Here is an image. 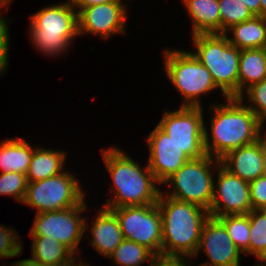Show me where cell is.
I'll list each match as a JSON object with an SVG mask.
<instances>
[{
    "instance_id": "34",
    "label": "cell",
    "mask_w": 266,
    "mask_h": 266,
    "mask_svg": "<svg viewBox=\"0 0 266 266\" xmlns=\"http://www.w3.org/2000/svg\"><path fill=\"white\" fill-rule=\"evenodd\" d=\"M73 4V6L76 8H84V7H89L97 4H104L108 2H113V1H121V0H70Z\"/></svg>"
},
{
    "instance_id": "32",
    "label": "cell",
    "mask_w": 266,
    "mask_h": 266,
    "mask_svg": "<svg viewBox=\"0 0 266 266\" xmlns=\"http://www.w3.org/2000/svg\"><path fill=\"white\" fill-rule=\"evenodd\" d=\"M6 3H0V9ZM9 45V34L7 22L3 17L0 16V73L6 70L8 62V46Z\"/></svg>"
},
{
    "instance_id": "10",
    "label": "cell",
    "mask_w": 266,
    "mask_h": 266,
    "mask_svg": "<svg viewBox=\"0 0 266 266\" xmlns=\"http://www.w3.org/2000/svg\"><path fill=\"white\" fill-rule=\"evenodd\" d=\"M202 107L181 106L177 111L164 112L158 126L185 152L190 159L203 157L204 119Z\"/></svg>"
},
{
    "instance_id": "6",
    "label": "cell",
    "mask_w": 266,
    "mask_h": 266,
    "mask_svg": "<svg viewBox=\"0 0 266 266\" xmlns=\"http://www.w3.org/2000/svg\"><path fill=\"white\" fill-rule=\"evenodd\" d=\"M165 72L186 99L182 106L202 107L199 96L218 88L208 69L190 51H166Z\"/></svg>"
},
{
    "instance_id": "28",
    "label": "cell",
    "mask_w": 266,
    "mask_h": 266,
    "mask_svg": "<svg viewBox=\"0 0 266 266\" xmlns=\"http://www.w3.org/2000/svg\"><path fill=\"white\" fill-rule=\"evenodd\" d=\"M26 175L16 172L0 174V195H12L19 202H23L27 189Z\"/></svg>"
},
{
    "instance_id": "39",
    "label": "cell",
    "mask_w": 266,
    "mask_h": 266,
    "mask_svg": "<svg viewBox=\"0 0 266 266\" xmlns=\"http://www.w3.org/2000/svg\"><path fill=\"white\" fill-rule=\"evenodd\" d=\"M10 1H11V0H0V3H6V4L9 5Z\"/></svg>"
},
{
    "instance_id": "30",
    "label": "cell",
    "mask_w": 266,
    "mask_h": 266,
    "mask_svg": "<svg viewBox=\"0 0 266 266\" xmlns=\"http://www.w3.org/2000/svg\"><path fill=\"white\" fill-rule=\"evenodd\" d=\"M13 229L0 226V257H15L18 256L22 251V246L18 236Z\"/></svg>"
},
{
    "instance_id": "37",
    "label": "cell",
    "mask_w": 266,
    "mask_h": 266,
    "mask_svg": "<svg viewBox=\"0 0 266 266\" xmlns=\"http://www.w3.org/2000/svg\"><path fill=\"white\" fill-rule=\"evenodd\" d=\"M260 16L266 18V0H260Z\"/></svg>"
},
{
    "instance_id": "26",
    "label": "cell",
    "mask_w": 266,
    "mask_h": 266,
    "mask_svg": "<svg viewBox=\"0 0 266 266\" xmlns=\"http://www.w3.org/2000/svg\"><path fill=\"white\" fill-rule=\"evenodd\" d=\"M247 215L250 223L249 254L259 259L266 252V210L252 209Z\"/></svg>"
},
{
    "instance_id": "12",
    "label": "cell",
    "mask_w": 266,
    "mask_h": 266,
    "mask_svg": "<svg viewBox=\"0 0 266 266\" xmlns=\"http://www.w3.org/2000/svg\"><path fill=\"white\" fill-rule=\"evenodd\" d=\"M215 165L218 169V184L216 185L218 190H216L217 193L216 191L213 193L210 216L217 218L225 215L248 214L252 210L249 182L230 173L221 165L220 160H216Z\"/></svg>"
},
{
    "instance_id": "8",
    "label": "cell",
    "mask_w": 266,
    "mask_h": 266,
    "mask_svg": "<svg viewBox=\"0 0 266 266\" xmlns=\"http://www.w3.org/2000/svg\"><path fill=\"white\" fill-rule=\"evenodd\" d=\"M75 178L64 171L50 178L28 182L23 203L36 208V214L82 205L84 192Z\"/></svg>"
},
{
    "instance_id": "14",
    "label": "cell",
    "mask_w": 266,
    "mask_h": 266,
    "mask_svg": "<svg viewBox=\"0 0 266 266\" xmlns=\"http://www.w3.org/2000/svg\"><path fill=\"white\" fill-rule=\"evenodd\" d=\"M78 12L79 35L83 32L109 38L116 33H125L126 5L113 1L81 8Z\"/></svg>"
},
{
    "instance_id": "29",
    "label": "cell",
    "mask_w": 266,
    "mask_h": 266,
    "mask_svg": "<svg viewBox=\"0 0 266 266\" xmlns=\"http://www.w3.org/2000/svg\"><path fill=\"white\" fill-rule=\"evenodd\" d=\"M247 90L248 100L254 105L248 106L262 123L266 120V78L251 85Z\"/></svg>"
},
{
    "instance_id": "19",
    "label": "cell",
    "mask_w": 266,
    "mask_h": 266,
    "mask_svg": "<svg viewBox=\"0 0 266 266\" xmlns=\"http://www.w3.org/2000/svg\"><path fill=\"white\" fill-rule=\"evenodd\" d=\"M193 20L195 34H221V17L218 0H183Z\"/></svg>"
},
{
    "instance_id": "36",
    "label": "cell",
    "mask_w": 266,
    "mask_h": 266,
    "mask_svg": "<svg viewBox=\"0 0 266 266\" xmlns=\"http://www.w3.org/2000/svg\"><path fill=\"white\" fill-rule=\"evenodd\" d=\"M12 266H46V265H40L39 263L33 262L31 259H23L20 261H16L14 264H12Z\"/></svg>"
},
{
    "instance_id": "1",
    "label": "cell",
    "mask_w": 266,
    "mask_h": 266,
    "mask_svg": "<svg viewBox=\"0 0 266 266\" xmlns=\"http://www.w3.org/2000/svg\"><path fill=\"white\" fill-rule=\"evenodd\" d=\"M227 100L228 104L212 106L215 109L210 126L212 142L204 126L206 154L211 157L215 155L219 160L228 152L252 144L262 137L263 126L254 112L246 105L243 106L239 97H228Z\"/></svg>"
},
{
    "instance_id": "20",
    "label": "cell",
    "mask_w": 266,
    "mask_h": 266,
    "mask_svg": "<svg viewBox=\"0 0 266 266\" xmlns=\"http://www.w3.org/2000/svg\"><path fill=\"white\" fill-rule=\"evenodd\" d=\"M266 78L264 48L242 49L239 59L238 97L243 101V86L249 88ZM246 84V85H245Z\"/></svg>"
},
{
    "instance_id": "7",
    "label": "cell",
    "mask_w": 266,
    "mask_h": 266,
    "mask_svg": "<svg viewBox=\"0 0 266 266\" xmlns=\"http://www.w3.org/2000/svg\"><path fill=\"white\" fill-rule=\"evenodd\" d=\"M209 155L188 160L164 183H170L174 192L169 197L198 205L210 211L213 193L216 190L210 170L214 160Z\"/></svg>"
},
{
    "instance_id": "35",
    "label": "cell",
    "mask_w": 266,
    "mask_h": 266,
    "mask_svg": "<svg viewBox=\"0 0 266 266\" xmlns=\"http://www.w3.org/2000/svg\"><path fill=\"white\" fill-rule=\"evenodd\" d=\"M254 16H260V0H240Z\"/></svg>"
},
{
    "instance_id": "22",
    "label": "cell",
    "mask_w": 266,
    "mask_h": 266,
    "mask_svg": "<svg viewBox=\"0 0 266 266\" xmlns=\"http://www.w3.org/2000/svg\"><path fill=\"white\" fill-rule=\"evenodd\" d=\"M233 37L229 43L238 49L264 48L266 45V18L254 16L250 20L232 26Z\"/></svg>"
},
{
    "instance_id": "23",
    "label": "cell",
    "mask_w": 266,
    "mask_h": 266,
    "mask_svg": "<svg viewBox=\"0 0 266 266\" xmlns=\"http://www.w3.org/2000/svg\"><path fill=\"white\" fill-rule=\"evenodd\" d=\"M66 154L55 150L35 148L26 174L27 182H36L58 175L64 169Z\"/></svg>"
},
{
    "instance_id": "41",
    "label": "cell",
    "mask_w": 266,
    "mask_h": 266,
    "mask_svg": "<svg viewBox=\"0 0 266 266\" xmlns=\"http://www.w3.org/2000/svg\"><path fill=\"white\" fill-rule=\"evenodd\" d=\"M76 266H89V265H84V264H80V262L79 263H77V265Z\"/></svg>"
},
{
    "instance_id": "18",
    "label": "cell",
    "mask_w": 266,
    "mask_h": 266,
    "mask_svg": "<svg viewBox=\"0 0 266 266\" xmlns=\"http://www.w3.org/2000/svg\"><path fill=\"white\" fill-rule=\"evenodd\" d=\"M33 238V262L48 266H76L73 252L57 240L45 236H31ZM73 257V258H72Z\"/></svg>"
},
{
    "instance_id": "17",
    "label": "cell",
    "mask_w": 266,
    "mask_h": 266,
    "mask_svg": "<svg viewBox=\"0 0 266 266\" xmlns=\"http://www.w3.org/2000/svg\"><path fill=\"white\" fill-rule=\"evenodd\" d=\"M90 230L93 236L91 245L106 257L124 240L116 215L105 207L100 210Z\"/></svg>"
},
{
    "instance_id": "42",
    "label": "cell",
    "mask_w": 266,
    "mask_h": 266,
    "mask_svg": "<svg viewBox=\"0 0 266 266\" xmlns=\"http://www.w3.org/2000/svg\"><path fill=\"white\" fill-rule=\"evenodd\" d=\"M262 139L264 140V143L266 145V135H264V138L262 137Z\"/></svg>"
},
{
    "instance_id": "2",
    "label": "cell",
    "mask_w": 266,
    "mask_h": 266,
    "mask_svg": "<svg viewBox=\"0 0 266 266\" xmlns=\"http://www.w3.org/2000/svg\"><path fill=\"white\" fill-rule=\"evenodd\" d=\"M102 151L103 160L114 183L115 196L110 199L105 208H120L124 206H143L156 204L161 193L154 185L158 181L146 166L141 167L131 157L116 147Z\"/></svg>"
},
{
    "instance_id": "33",
    "label": "cell",
    "mask_w": 266,
    "mask_h": 266,
    "mask_svg": "<svg viewBox=\"0 0 266 266\" xmlns=\"http://www.w3.org/2000/svg\"><path fill=\"white\" fill-rule=\"evenodd\" d=\"M185 261V257H181V255L160 253L153 256L150 266H183L186 263Z\"/></svg>"
},
{
    "instance_id": "5",
    "label": "cell",
    "mask_w": 266,
    "mask_h": 266,
    "mask_svg": "<svg viewBox=\"0 0 266 266\" xmlns=\"http://www.w3.org/2000/svg\"><path fill=\"white\" fill-rule=\"evenodd\" d=\"M69 0L41 9L31 16V40L47 55L60 54L79 35L78 12Z\"/></svg>"
},
{
    "instance_id": "3",
    "label": "cell",
    "mask_w": 266,
    "mask_h": 266,
    "mask_svg": "<svg viewBox=\"0 0 266 266\" xmlns=\"http://www.w3.org/2000/svg\"><path fill=\"white\" fill-rule=\"evenodd\" d=\"M163 197L160 193L157 202L162 215V253L194 256L210 213L198 205Z\"/></svg>"
},
{
    "instance_id": "40",
    "label": "cell",
    "mask_w": 266,
    "mask_h": 266,
    "mask_svg": "<svg viewBox=\"0 0 266 266\" xmlns=\"http://www.w3.org/2000/svg\"><path fill=\"white\" fill-rule=\"evenodd\" d=\"M265 172H266V145H265Z\"/></svg>"
},
{
    "instance_id": "31",
    "label": "cell",
    "mask_w": 266,
    "mask_h": 266,
    "mask_svg": "<svg viewBox=\"0 0 266 266\" xmlns=\"http://www.w3.org/2000/svg\"><path fill=\"white\" fill-rule=\"evenodd\" d=\"M252 209L266 210V174L249 183Z\"/></svg>"
},
{
    "instance_id": "13",
    "label": "cell",
    "mask_w": 266,
    "mask_h": 266,
    "mask_svg": "<svg viewBox=\"0 0 266 266\" xmlns=\"http://www.w3.org/2000/svg\"><path fill=\"white\" fill-rule=\"evenodd\" d=\"M149 169L161 185L190 158L158 125L147 137Z\"/></svg>"
},
{
    "instance_id": "38",
    "label": "cell",
    "mask_w": 266,
    "mask_h": 266,
    "mask_svg": "<svg viewBox=\"0 0 266 266\" xmlns=\"http://www.w3.org/2000/svg\"><path fill=\"white\" fill-rule=\"evenodd\" d=\"M259 259L266 263V252Z\"/></svg>"
},
{
    "instance_id": "24",
    "label": "cell",
    "mask_w": 266,
    "mask_h": 266,
    "mask_svg": "<svg viewBox=\"0 0 266 266\" xmlns=\"http://www.w3.org/2000/svg\"><path fill=\"white\" fill-rule=\"evenodd\" d=\"M154 255L147 247L124 239L108 257L114 258L113 262L119 265L139 266Z\"/></svg>"
},
{
    "instance_id": "15",
    "label": "cell",
    "mask_w": 266,
    "mask_h": 266,
    "mask_svg": "<svg viewBox=\"0 0 266 266\" xmlns=\"http://www.w3.org/2000/svg\"><path fill=\"white\" fill-rule=\"evenodd\" d=\"M200 249L209 257L208 266H239V255L242 252L229 236L224 225L214 217L205 222L199 244L194 256Z\"/></svg>"
},
{
    "instance_id": "9",
    "label": "cell",
    "mask_w": 266,
    "mask_h": 266,
    "mask_svg": "<svg viewBox=\"0 0 266 266\" xmlns=\"http://www.w3.org/2000/svg\"><path fill=\"white\" fill-rule=\"evenodd\" d=\"M110 209L117 217L124 239L162 253V215L158 204Z\"/></svg>"
},
{
    "instance_id": "4",
    "label": "cell",
    "mask_w": 266,
    "mask_h": 266,
    "mask_svg": "<svg viewBox=\"0 0 266 266\" xmlns=\"http://www.w3.org/2000/svg\"><path fill=\"white\" fill-rule=\"evenodd\" d=\"M194 56L208 69L226 97H238L239 59L241 50L231 45L226 34H195Z\"/></svg>"
},
{
    "instance_id": "21",
    "label": "cell",
    "mask_w": 266,
    "mask_h": 266,
    "mask_svg": "<svg viewBox=\"0 0 266 266\" xmlns=\"http://www.w3.org/2000/svg\"><path fill=\"white\" fill-rule=\"evenodd\" d=\"M35 148L28 142L20 139L4 140L0 143V168L1 173L16 172L27 174L29 164Z\"/></svg>"
},
{
    "instance_id": "11",
    "label": "cell",
    "mask_w": 266,
    "mask_h": 266,
    "mask_svg": "<svg viewBox=\"0 0 266 266\" xmlns=\"http://www.w3.org/2000/svg\"><path fill=\"white\" fill-rule=\"evenodd\" d=\"M86 204L73 206L63 210L38 213L35 216L30 236H50L69 248L75 255L83 232L87 228L85 218L78 217Z\"/></svg>"
},
{
    "instance_id": "27",
    "label": "cell",
    "mask_w": 266,
    "mask_h": 266,
    "mask_svg": "<svg viewBox=\"0 0 266 266\" xmlns=\"http://www.w3.org/2000/svg\"><path fill=\"white\" fill-rule=\"evenodd\" d=\"M221 17V34L238 23L254 17L252 12L240 0H218Z\"/></svg>"
},
{
    "instance_id": "16",
    "label": "cell",
    "mask_w": 266,
    "mask_h": 266,
    "mask_svg": "<svg viewBox=\"0 0 266 266\" xmlns=\"http://www.w3.org/2000/svg\"><path fill=\"white\" fill-rule=\"evenodd\" d=\"M221 165L242 180L251 182L265 172V143L262 137L256 142L228 152L220 159Z\"/></svg>"
},
{
    "instance_id": "25",
    "label": "cell",
    "mask_w": 266,
    "mask_h": 266,
    "mask_svg": "<svg viewBox=\"0 0 266 266\" xmlns=\"http://www.w3.org/2000/svg\"><path fill=\"white\" fill-rule=\"evenodd\" d=\"M224 225L234 244L246 254H249L250 223L246 215H225L217 217Z\"/></svg>"
}]
</instances>
